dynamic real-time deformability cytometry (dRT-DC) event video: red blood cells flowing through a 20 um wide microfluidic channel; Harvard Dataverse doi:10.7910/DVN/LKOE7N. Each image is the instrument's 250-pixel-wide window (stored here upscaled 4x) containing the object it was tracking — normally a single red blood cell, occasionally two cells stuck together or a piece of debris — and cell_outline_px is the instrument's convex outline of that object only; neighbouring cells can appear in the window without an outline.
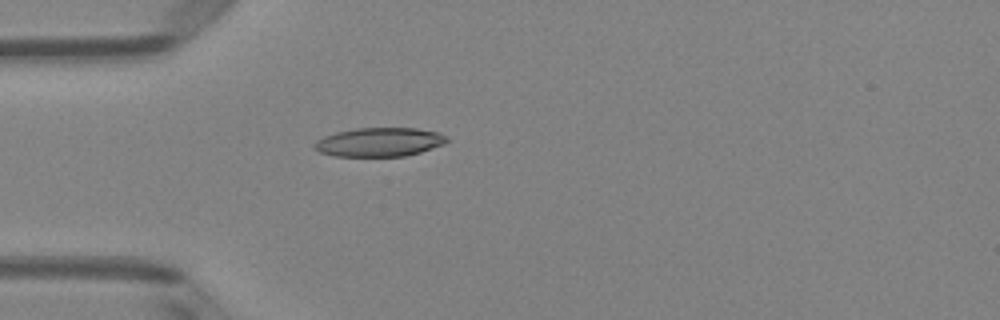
{"species": "Egyptian fruit bat (a non-hibernating species)", "species_latin": "Rousettus aegyptiacus", "temperature_condition": "room temperature", "stored_images_in_passage": 5, "camera_frame_rate_fps": 3000, "um_per_image_px": 0.085, "animal": {"sex": "female"}, "frame": {"image": 1, "passage_image": 5, "time_ms": 1.333, "image_size_px": [1000, 320], "cell_outline_px": [[448, 140], [444, 144], [420, 152], [404, 156], [336, 156], [320, 152], [312, 148], [312, 144], [316, 140], [324, 136], [336, 132], [356, 128], [416, 128], [436, 132], [448, 136]], "centroid_in_image_um": [32.21, 12.07], "position_along_channel_um": 52.8, "area_um2": 22.31}}